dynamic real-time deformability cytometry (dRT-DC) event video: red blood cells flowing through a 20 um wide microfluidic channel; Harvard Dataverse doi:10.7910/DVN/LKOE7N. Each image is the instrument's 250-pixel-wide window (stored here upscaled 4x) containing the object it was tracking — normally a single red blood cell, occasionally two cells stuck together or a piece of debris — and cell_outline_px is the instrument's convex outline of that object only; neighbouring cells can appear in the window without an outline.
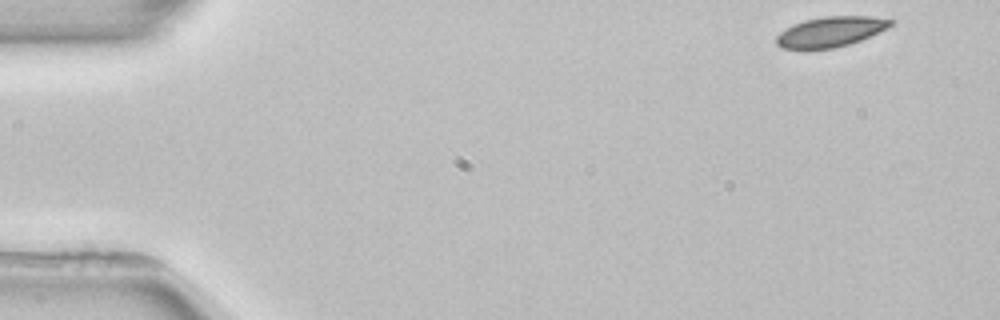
{"species": "common noctule bat (a hibernating species)", "species_latin": "Nyctalus noctula", "temperature_condition": "room temperature", "stored_images_in_passage": 4, "camera_frame_rate_fps": 3000, "um_per_image_px": 0.085, "animal": {"sex": "female", "body_mass_g": 22.7, "forearm_length_mm": 54.2}, "frame": {"image": 1, "passage_image": 1, "time_ms": 0.0, "image_size_px": [1000, 320], "cell_outline_px": [[896, 20], [888, 28], [860, 40], [848, 44], [832, 48], [780, 48], [776, 44], [776, 36], [784, 28], [792, 24], [804, 20], [824, 16], [872, 16]], "centroid_in_image_um": [70.59, 2.67], "position_along_channel_um": 14.4, "area_um2": 20.06}}
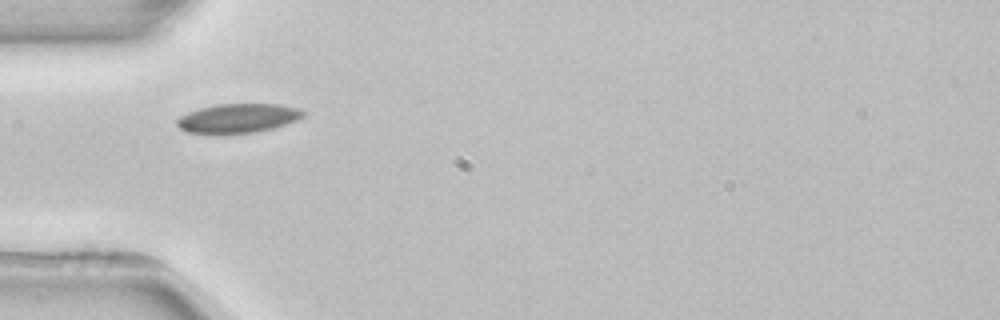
{"frame": {"image": 2, "passage_image": 4, "time_ms": 4.333, "image_size_px": [1000, 320], "cell_outline_px": [[308, 112], [304, 116], [296, 120], [272, 128], [256, 132], [224, 136], [212, 136], [184, 132], [176, 124], [176, 120], [180, 116], [188, 112], [200, 108], [216, 104], [280, 104], [300, 108]], "centroid_in_image_um": [20.18, 10.09], "position_along_channel_um": 64.8, "area_um2": 22.37}}